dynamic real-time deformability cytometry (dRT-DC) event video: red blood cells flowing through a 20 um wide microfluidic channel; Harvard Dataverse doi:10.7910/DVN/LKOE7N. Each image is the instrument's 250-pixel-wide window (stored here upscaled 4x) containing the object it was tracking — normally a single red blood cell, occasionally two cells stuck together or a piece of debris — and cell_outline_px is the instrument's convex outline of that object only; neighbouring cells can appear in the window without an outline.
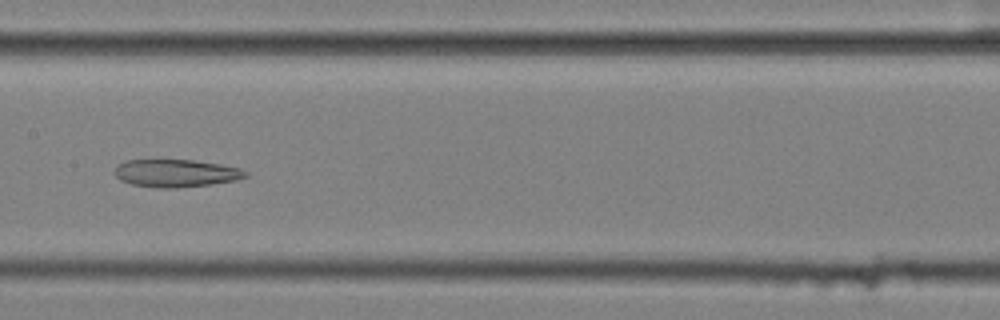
{"species": "common noctule bat (a hibernating species)", "species_latin": "Nyctalus noctula", "temperature_condition": "cold", "stored_images_in_passage": 56, "camera_frame_rate_fps": 3000, "um_per_image_px": 0.085, "animal": {"sex": "female", "body_mass_g": 25.1}, "frame": {"image": 1, "passage_image": 28, "time_ms": 9.0, "image_size_px": [1000, 320], "cell_outline_px": [[248, 176], [236, 180], [212, 184], [176, 188], [156, 188], [132, 184], [120, 180], [112, 172], [116, 164], [124, 160], [192, 160], [220, 164], [240, 168], [248, 172]], "centroid_in_image_um": [14.92, 14.72], "position_along_channel_um": 192.5, "area_um2": 21.33}}
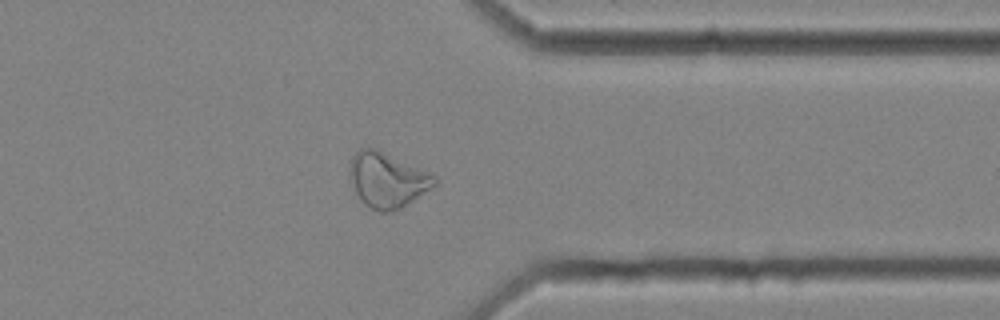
{"frame": {"image": 2, "passage_image": 44, "time_ms": 14.333, "image_size_px": [1000, 320], "cell_outline_px": [[436, 184], [400, 208], [392, 212], [380, 212], [368, 208], [360, 200], [348, 176], [348, 168], [352, 156], [360, 148], [376, 148], [432, 172], [436, 176]], "centroid_in_image_um": [32.89, 15.28], "position_along_channel_um": 378.5, "area_um2": 27.46}}
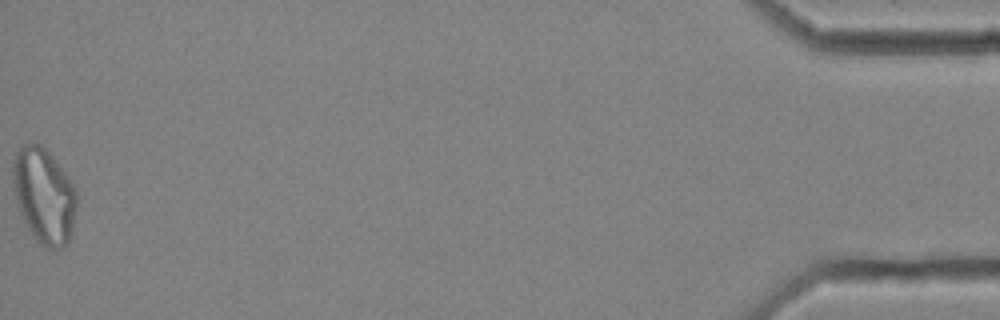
{"frame": {"image": 3, "passage_image": 56, "time_ms": 18.333, "image_size_px": [1000, 320], "cell_outline_px": [[76, 208], [72, 228], [68, 244], [60, 248], [44, 248], [32, 236], [20, 212], [12, 180], [12, 160], [16, 152], [24, 144], [40, 144], [52, 156], [68, 176], [76, 188]], "centroid_in_image_um": [3.74, 16.64], "position_along_channel_um": 431.5, "area_um2": 35.32}}